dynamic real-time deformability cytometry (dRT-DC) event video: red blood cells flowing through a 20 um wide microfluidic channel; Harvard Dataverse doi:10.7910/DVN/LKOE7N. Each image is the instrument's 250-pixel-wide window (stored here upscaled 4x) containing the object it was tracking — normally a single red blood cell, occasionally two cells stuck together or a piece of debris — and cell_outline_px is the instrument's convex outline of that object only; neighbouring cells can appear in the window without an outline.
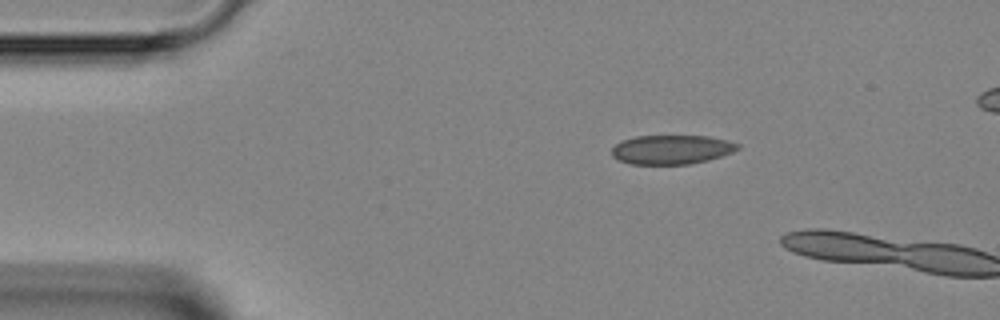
{"species": "Egyptian fruit bat (a non-hibernating species)", "species_latin": "Rousettus aegyptiacus", "temperature_condition": "room temperature", "stored_images_in_passage": 3, "camera_frame_rate_fps": 3000, "um_per_image_px": 0.085, "animal": {"sex": "female"}, "frame": {"image": 1, "passage_image": 1, "time_ms": 0.0, "image_size_px": [1000, 320], "cell_outline_px": [[740, 148], [732, 152], [708, 160], [688, 164], [632, 164], [620, 160], [612, 156], [612, 148], [620, 140], [636, 136], [708, 136], [728, 140], [740, 144]], "centroid_in_image_um": [57.09, 12.7], "position_along_channel_um": 27.9, "area_um2": 21.39}}